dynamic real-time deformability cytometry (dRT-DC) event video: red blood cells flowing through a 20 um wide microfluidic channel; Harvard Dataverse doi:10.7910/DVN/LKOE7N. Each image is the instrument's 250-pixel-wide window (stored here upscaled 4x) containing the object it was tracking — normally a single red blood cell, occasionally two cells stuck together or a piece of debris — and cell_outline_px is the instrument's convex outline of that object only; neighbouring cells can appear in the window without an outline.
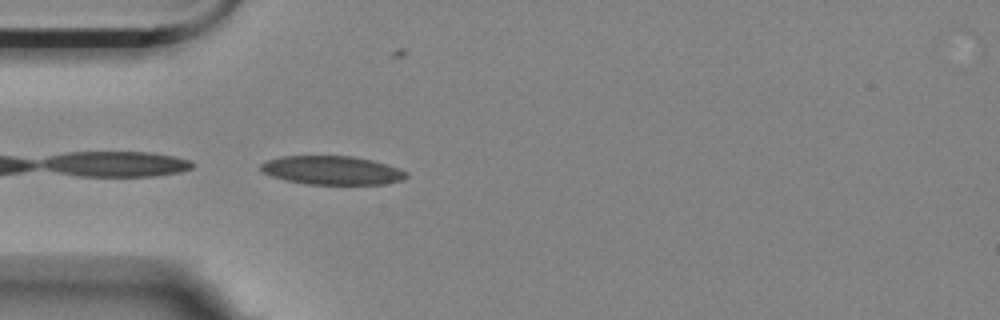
{"species": "Egyptian fruit bat (a non-hibernating species)", "species_latin": "Rousettus aegyptiacus", "temperature_condition": "room temperature", "stored_images_in_passage": 19, "camera_frame_rate_fps": 3000, "um_per_image_px": 0.085, "animal": {"sex": "female"}, "frame": {"image": 1, "passage_image": 1, "time_ms": 0.0, "image_size_px": [1000, 320], "cell_outline_px": [[408, 176], [404, 180], [384, 184], [308, 184], [284, 180], [272, 176], [264, 172], [260, 168], [260, 164], [268, 160], [280, 156], [352, 156], [372, 160], [408, 172]], "centroid_in_image_um": [28.22, 14.48], "position_along_channel_um": 56.8, "area_um2": 24.22}}
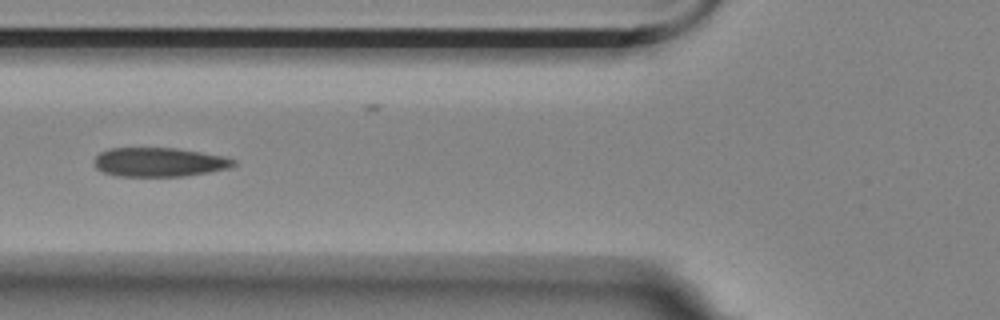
{"frame": {"image": 2, "passage_image": 6, "time_ms": 1.667, "image_size_px": [1000, 320], "cell_outline_px": [[236, 164], [228, 168], [208, 172], [180, 176], [116, 176], [104, 172], [96, 168], [92, 160], [100, 152], [108, 148], [176, 148], [228, 156], [236, 160]], "centroid_in_image_um": [13.53, 13.77], "position_along_channel_um": 112.3, "area_um2": 23.76}}
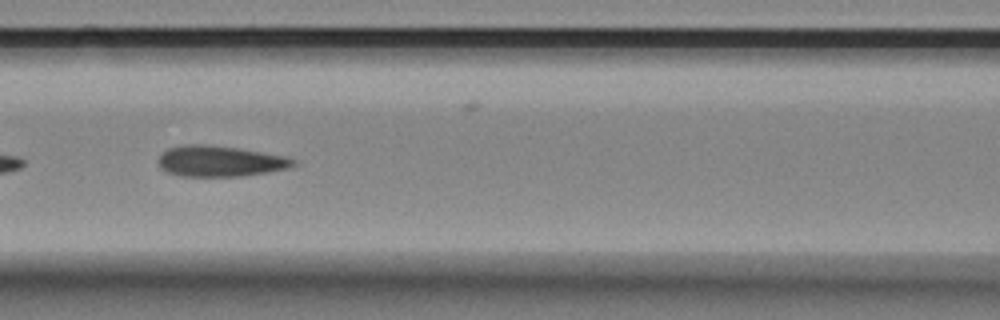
{"frame": {"image": 3, "passage_image": 9, "time_ms": 2.667, "image_size_px": [1000, 320], "cell_outline_px": [[296, 164], [288, 168], [268, 172], [244, 176], [184, 176], [168, 172], [160, 168], [160, 156], [168, 148], [184, 144], [204, 144], [236, 148], [288, 156], [296, 160]], "centroid_in_image_um": [18.74, 13.7], "position_along_channel_um": 147.9, "area_um2": 24.1}}